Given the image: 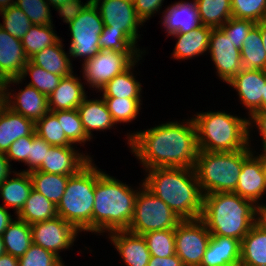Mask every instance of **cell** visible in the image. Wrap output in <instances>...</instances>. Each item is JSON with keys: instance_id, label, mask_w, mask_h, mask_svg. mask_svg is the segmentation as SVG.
<instances>
[{"instance_id": "1", "label": "cell", "mask_w": 266, "mask_h": 266, "mask_svg": "<svg viewBox=\"0 0 266 266\" xmlns=\"http://www.w3.org/2000/svg\"><path fill=\"white\" fill-rule=\"evenodd\" d=\"M186 124L169 122L129 134L132 153L141 161L145 170L194 169L198 153L196 127L192 118Z\"/></svg>"}, {"instance_id": "2", "label": "cell", "mask_w": 266, "mask_h": 266, "mask_svg": "<svg viewBox=\"0 0 266 266\" xmlns=\"http://www.w3.org/2000/svg\"><path fill=\"white\" fill-rule=\"evenodd\" d=\"M144 186L166 203L181 220L198 219L203 194L193 168H151Z\"/></svg>"}, {"instance_id": "3", "label": "cell", "mask_w": 266, "mask_h": 266, "mask_svg": "<svg viewBox=\"0 0 266 266\" xmlns=\"http://www.w3.org/2000/svg\"><path fill=\"white\" fill-rule=\"evenodd\" d=\"M254 204L234 192L203 194L200 219L211 235L241 241L255 224L257 205Z\"/></svg>"}, {"instance_id": "4", "label": "cell", "mask_w": 266, "mask_h": 266, "mask_svg": "<svg viewBox=\"0 0 266 266\" xmlns=\"http://www.w3.org/2000/svg\"><path fill=\"white\" fill-rule=\"evenodd\" d=\"M137 193L128 185L97 169L93 232L128 230L134 213Z\"/></svg>"}, {"instance_id": "5", "label": "cell", "mask_w": 266, "mask_h": 266, "mask_svg": "<svg viewBox=\"0 0 266 266\" xmlns=\"http://www.w3.org/2000/svg\"><path fill=\"white\" fill-rule=\"evenodd\" d=\"M196 127L198 150L234 152L249 145L250 119L225 112H204L192 118Z\"/></svg>"}, {"instance_id": "6", "label": "cell", "mask_w": 266, "mask_h": 266, "mask_svg": "<svg viewBox=\"0 0 266 266\" xmlns=\"http://www.w3.org/2000/svg\"><path fill=\"white\" fill-rule=\"evenodd\" d=\"M97 168L92 159L76 174L71 175L64 195L57 205V214L78 231L93 232V206Z\"/></svg>"}, {"instance_id": "7", "label": "cell", "mask_w": 266, "mask_h": 266, "mask_svg": "<svg viewBox=\"0 0 266 266\" xmlns=\"http://www.w3.org/2000/svg\"><path fill=\"white\" fill-rule=\"evenodd\" d=\"M251 153L249 146L234 152L198 150L194 170L202 194L234 192L243 161Z\"/></svg>"}, {"instance_id": "8", "label": "cell", "mask_w": 266, "mask_h": 266, "mask_svg": "<svg viewBox=\"0 0 266 266\" xmlns=\"http://www.w3.org/2000/svg\"><path fill=\"white\" fill-rule=\"evenodd\" d=\"M71 32L70 57H85L84 62L94 57L101 49L99 37L104 23L94 3L89 0L62 15Z\"/></svg>"}, {"instance_id": "9", "label": "cell", "mask_w": 266, "mask_h": 266, "mask_svg": "<svg viewBox=\"0 0 266 266\" xmlns=\"http://www.w3.org/2000/svg\"><path fill=\"white\" fill-rule=\"evenodd\" d=\"M137 193L134 213L128 231L143 235L158 230H175L180 218L160 198L142 184Z\"/></svg>"}, {"instance_id": "10", "label": "cell", "mask_w": 266, "mask_h": 266, "mask_svg": "<svg viewBox=\"0 0 266 266\" xmlns=\"http://www.w3.org/2000/svg\"><path fill=\"white\" fill-rule=\"evenodd\" d=\"M140 52H120L100 50L94 57L85 61L83 78L92 88L101 90L112 78L130 68L140 60Z\"/></svg>"}, {"instance_id": "11", "label": "cell", "mask_w": 266, "mask_h": 266, "mask_svg": "<svg viewBox=\"0 0 266 266\" xmlns=\"http://www.w3.org/2000/svg\"><path fill=\"white\" fill-rule=\"evenodd\" d=\"M176 255L184 266H200L211 234L203 221L181 220L174 230Z\"/></svg>"}, {"instance_id": "12", "label": "cell", "mask_w": 266, "mask_h": 266, "mask_svg": "<svg viewBox=\"0 0 266 266\" xmlns=\"http://www.w3.org/2000/svg\"><path fill=\"white\" fill-rule=\"evenodd\" d=\"M32 243L54 253L59 258V252L68 249L79 232L71 223L59 216L53 219L30 225Z\"/></svg>"}, {"instance_id": "13", "label": "cell", "mask_w": 266, "mask_h": 266, "mask_svg": "<svg viewBox=\"0 0 266 266\" xmlns=\"http://www.w3.org/2000/svg\"><path fill=\"white\" fill-rule=\"evenodd\" d=\"M99 11L104 26L122 30L135 44L138 27L143 22L138 18L133 1L91 0ZM101 3V4H100Z\"/></svg>"}, {"instance_id": "14", "label": "cell", "mask_w": 266, "mask_h": 266, "mask_svg": "<svg viewBox=\"0 0 266 266\" xmlns=\"http://www.w3.org/2000/svg\"><path fill=\"white\" fill-rule=\"evenodd\" d=\"M208 50L219 77L227 84L243 69L240 49L234 46L221 28H212Z\"/></svg>"}, {"instance_id": "15", "label": "cell", "mask_w": 266, "mask_h": 266, "mask_svg": "<svg viewBox=\"0 0 266 266\" xmlns=\"http://www.w3.org/2000/svg\"><path fill=\"white\" fill-rule=\"evenodd\" d=\"M228 84L237 90L241 102L249 109L250 116L262 110V98L266 84L265 70L243 68Z\"/></svg>"}, {"instance_id": "16", "label": "cell", "mask_w": 266, "mask_h": 266, "mask_svg": "<svg viewBox=\"0 0 266 266\" xmlns=\"http://www.w3.org/2000/svg\"><path fill=\"white\" fill-rule=\"evenodd\" d=\"M265 192L266 177L264 171V158L262 155L254 157L251 153L243 161L234 193L242 198L253 201L255 205H257V201L261 199Z\"/></svg>"}, {"instance_id": "17", "label": "cell", "mask_w": 266, "mask_h": 266, "mask_svg": "<svg viewBox=\"0 0 266 266\" xmlns=\"http://www.w3.org/2000/svg\"><path fill=\"white\" fill-rule=\"evenodd\" d=\"M75 151L73 146H51L46 152L45 162L37 170L50 174L74 175L92 159Z\"/></svg>"}, {"instance_id": "18", "label": "cell", "mask_w": 266, "mask_h": 266, "mask_svg": "<svg viewBox=\"0 0 266 266\" xmlns=\"http://www.w3.org/2000/svg\"><path fill=\"white\" fill-rule=\"evenodd\" d=\"M28 61L21 40L0 27V75L19 78Z\"/></svg>"}, {"instance_id": "19", "label": "cell", "mask_w": 266, "mask_h": 266, "mask_svg": "<svg viewBox=\"0 0 266 266\" xmlns=\"http://www.w3.org/2000/svg\"><path fill=\"white\" fill-rule=\"evenodd\" d=\"M110 235L109 238L127 266L148 265L151 254L142 235L128 230L110 232Z\"/></svg>"}, {"instance_id": "20", "label": "cell", "mask_w": 266, "mask_h": 266, "mask_svg": "<svg viewBox=\"0 0 266 266\" xmlns=\"http://www.w3.org/2000/svg\"><path fill=\"white\" fill-rule=\"evenodd\" d=\"M241 241L211 235L200 266H240Z\"/></svg>"}, {"instance_id": "21", "label": "cell", "mask_w": 266, "mask_h": 266, "mask_svg": "<svg viewBox=\"0 0 266 266\" xmlns=\"http://www.w3.org/2000/svg\"><path fill=\"white\" fill-rule=\"evenodd\" d=\"M10 97L15 100L12 102ZM6 106L34 123L49 112L48 97L30 85L21 89L16 96L6 92Z\"/></svg>"}, {"instance_id": "22", "label": "cell", "mask_w": 266, "mask_h": 266, "mask_svg": "<svg viewBox=\"0 0 266 266\" xmlns=\"http://www.w3.org/2000/svg\"><path fill=\"white\" fill-rule=\"evenodd\" d=\"M35 123L12 111L6 104L0 110V152L6 153L10 145L21 137L35 134Z\"/></svg>"}, {"instance_id": "23", "label": "cell", "mask_w": 266, "mask_h": 266, "mask_svg": "<svg viewBox=\"0 0 266 266\" xmlns=\"http://www.w3.org/2000/svg\"><path fill=\"white\" fill-rule=\"evenodd\" d=\"M165 13L162 24L170 36L173 33H187L202 26L195 0L193 3L176 2Z\"/></svg>"}, {"instance_id": "24", "label": "cell", "mask_w": 266, "mask_h": 266, "mask_svg": "<svg viewBox=\"0 0 266 266\" xmlns=\"http://www.w3.org/2000/svg\"><path fill=\"white\" fill-rule=\"evenodd\" d=\"M83 84L73 74L62 77L57 88L48 97L49 111L74 110L85 99Z\"/></svg>"}, {"instance_id": "25", "label": "cell", "mask_w": 266, "mask_h": 266, "mask_svg": "<svg viewBox=\"0 0 266 266\" xmlns=\"http://www.w3.org/2000/svg\"><path fill=\"white\" fill-rule=\"evenodd\" d=\"M77 111L86 135L90 139L93 130L110 129L115 124L103 97L102 100H88L86 96L78 106Z\"/></svg>"}, {"instance_id": "26", "label": "cell", "mask_w": 266, "mask_h": 266, "mask_svg": "<svg viewBox=\"0 0 266 266\" xmlns=\"http://www.w3.org/2000/svg\"><path fill=\"white\" fill-rule=\"evenodd\" d=\"M212 28L200 26L187 33H173L178 39L173 57L176 59H188L202 55L209 48V37Z\"/></svg>"}, {"instance_id": "27", "label": "cell", "mask_w": 266, "mask_h": 266, "mask_svg": "<svg viewBox=\"0 0 266 266\" xmlns=\"http://www.w3.org/2000/svg\"><path fill=\"white\" fill-rule=\"evenodd\" d=\"M16 178L9 177L0 185V196L4 200V207H13L18 214L23 208L25 201L33 189L32 180L29 172L25 170L15 173Z\"/></svg>"}, {"instance_id": "28", "label": "cell", "mask_w": 266, "mask_h": 266, "mask_svg": "<svg viewBox=\"0 0 266 266\" xmlns=\"http://www.w3.org/2000/svg\"><path fill=\"white\" fill-rule=\"evenodd\" d=\"M62 40H59L53 46L46 47L34 56L29 61L37 66H40L47 72L60 75L62 77L69 76L73 73L72 64L67 53L63 50Z\"/></svg>"}, {"instance_id": "29", "label": "cell", "mask_w": 266, "mask_h": 266, "mask_svg": "<svg viewBox=\"0 0 266 266\" xmlns=\"http://www.w3.org/2000/svg\"><path fill=\"white\" fill-rule=\"evenodd\" d=\"M240 266H266V232L256 224L241 240Z\"/></svg>"}, {"instance_id": "30", "label": "cell", "mask_w": 266, "mask_h": 266, "mask_svg": "<svg viewBox=\"0 0 266 266\" xmlns=\"http://www.w3.org/2000/svg\"><path fill=\"white\" fill-rule=\"evenodd\" d=\"M17 218L32 225L58 216L57 206L38 191L32 189Z\"/></svg>"}, {"instance_id": "31", "label": "cell", "mask_w": 266, "mask_h": 266, "mask_svg": "<svg viewBox=\"0 0 266 266\" xmlns=\"http://www.w3.org/2000/svg\"><path fill=\"white\" fill-rule=\"evenodd\" d=\"M242 68L266 71V52L260 32V23H256L248 33L240 49Z\"/></svg>"}, {"instance_id": "32", "label": "cell", "mask_w": 266, "mask_h": 266, "mask_svg": "<svg viewBox=\"0 0 266 266\" xmlns=\"http://www.w3.org/2000/svg\"><path fill=\"white\" fill-rule=\"evenodd\" d=\"M5 253L14 257H21L32 244L30 224L17 218L12 221L3 232Z\"/></svg>"}, {"instance_id": "33", "label": "cell", "mask_w": 266, "mask_h": 266, "mask_svg": "<svg viewBox=\"0 0 266 266\" xmlns=\"http://www.w3.org/2000/svg\"><path fill=\"white\" fill-rule=\"evenodd\" d=\"M29 174L33 189L57 206L64 195L70 176L50 174L38 170L31 171Z\"/></svg>"}, {"instance_id": "34", "label": "cell", "mask_w": 266, "mask_h": 266, "mask_svg": "<svg viewBox=\"0 0 266 266\" xmlns=\"http://www.w3.org/2000/svg\"><path fill=\"white\" fill-rule=\"evenodd\" d=\"M202 25L220 28L232 17L231 0H195Z\"/></svg>"}, {"instance_id": "35", "label": "cell", "mask_w": 266, "mask_h": 266, "mask_svg": "<svg viewBox=\"0 0 266 266\" xmlns=\"http://www.w3.org/2000/svg\"><path fill=\"white\" fill-rule=\"evenodd\" d=\"M52 25H32L23 36L21 43L28 59L46 47L53 46L60 40L55 34Z\"/></svg>"}, {"instance_id": "36", "label": "cell", "mask_w": 266, "mask_h": 266, "mask_svg": "<svg viewBox=\"0 0 266 266\" xmlns=\"http://www.w3.org/2000/svg\"><path fill=\"white\" fill-rule=\"evenodd\" d=\"M112 78L102 89L103 97L140 99L141 84L133 76L130 69Z\"/></svg>"}, {"instance_id": "37", "label": "cell", "mask_w": 266, "mask_h": 266, "mask_svg": "<svg viewBox=\"0 0 266 266\" xmlns=\"http://www.w3.org/2000/svg\"><path fill=\"white\" fill-rule=\"evenodd\" d=\"M27 74L31 75L30 77H32V80L28 85L36 88L47 97H49L50 94L57 88L60 80L62 79V76L47 72L40 66L34 65L30 61H28L23 68L20 77L7 80L6 87H10L11 83L19 84L20 81L22 82L21 79H24Z\"/></svg>"}, {"instance_id": "38", "label": "cell", "mask_w": 266, "mask_h": 266, "mask_svg": "<svg viewBox=\"0 0 266 266\" xmlns=\"http://www.w3.org/2000/svg\"><path fill=\"white\" fill-rule=\"evenodd\" d=\"M35 132L51 146H72L62 129L61 120H57L51 111L35 123Z\"/></svg>"}, {"instance_id": "39", "label": "cell", "mask_w": 266, "mask_h": 266, "mask_svg": "<svg viewBox=\"0 0 266 266\" xmlns=\"http://www.w3.org/2000/svg\"><path fill=\"white\" fill-rule=\"evenodd\" d=\"M151 256L168 257L176 254L174 230H158L142 235Z\"/></svg>"}, {"instance_id": "40", "label": "cell", "mask_w": 266, "mask_h": 266, "mask_svg": "<svg viewBox=\"0 0 266 266\" xmlns=\"http://www.w3.org/2000/svg\"><path fill=\"white\" fill-rule=\"evenodd\" d=\"M111 114L113 121L118 122H131L139 114L141 99H128L116 97H103Z\"/></svg>"}, {"instance_id": "41", "label": "cell", "mask_w": 266, "mask_h": 266, "mask_svg": "<svg viewBox=\"0 0 266 266\" xmlns=\"http://www.w3.org/2000/svg\"><path fill=\"white\" fill-rule=\"evenodd\" d=\"M57 120H61L62 129L66 138L72 143H84L90 138L86 135L77 109L53 111Z\"/></svg>"}, {"instance_id": "42", "label": "cell", "mask_w": 266, "mask_h": 266, "mask_svg": "<svg viewBox=\"0 0 266 266\" xmlns=\"http://www.w3.org/2000/svg\"><path fill=\"white\" fill-rule=\"evenodd\" d=\"M0 13L3 15V25L0 24V27L15 38L21 40L32 26L29 18L14 4Z\"/></svg>"}, {"instance_id": "43", "label": "cell", "mask_w": 266, "mask_h": 266, "mask_svg": "<svg viewBox=\"0 0 266 266\" xmlns=\"http://www.w3.org/2000/svg\"><path fill=\"white\" fill-rule=\"evenodd\" d=\"M231 6L233 18L266 21V0H231Z\"/></svg>"}, {"instance_id": "44", "label": "cell", "mask_w": 266, "mask_h": 266, "mask_svg": "<svg viewBox=\"0 0 266 266\" xmlns=\"http://www.w3.org/2000/svg\"><path fill=\"white\" fill-rule=\"evenodd\" d=\"M99 47L101 50H115L120 52H139L135 43L122 31L109 29L104 26L99 37Z\"/></svg>"}, {"instance_id": "45", "label": "cell", "mask_w": 266, "mask_h": 266, "mask_svg": "<svg viewBox=\"0 0 266 266\" xmlns=\"http://www.w3.org/2000/svg\"><path fill=\"white\" fill-rule=\"evenodd\" d=\"M54 253L32 243L25 254L18 258V266H65Z\"/></svg>"}, {"instance_id": "46", "label": "cell", "mask_w": 266, "mask_h": 266, "mask_svg": "<svg viewBox=\"0 0 266 266\" xmlns=\"http://www.w3.org/2000/svg\"><path fill=\"white\" fill-rule=\"evenodd\" d=\"M14 5L23 11L32 25L52 24L51 10L46 0H16Z\"/></svg>"}, {"instance_id": "47", "label": "cell", "mask_w": 266, "mask_h": 266, "mask_svg": "<svg viewBox=\"0 0 266 266\" xmlns=\"http://www.w3.org/2000/svg\"><path fill=\"white\" fill-rule=\"evenodd\" d=\"M255 24L256 23L251 20L231 17L220 28L224 31L226 36L233 41L234 46L238 49H241L243 41Z\"/></svg>"}, {"instance_id": "48", "label": "cell", "mask_w": 266, "mask_h": 266, "mask_svg": "<svg viewBox=\"0 0 266 266\" xmlns=\"http://www.w3.org/2000/svg\"><path fill=\"white\" fill-rule=\"evenodd\" d=\"M51 148L45 140L36 133L31 136L30 155L25 162L30 168L26 172L37 170L45 162L46 152Z\"/></svg>"}, {"instance_id": "49", "label": "cell", "mask_w": 266, "mask_h": 266, "mask_svg": "<svg viewBox=\"0 0 266 266\" xmlns=\"http://www.w3.org/2000/svg\"><path fill=\"white\" fill-rule=\"evenodd\" d=\"M31 136L21 137L13 142L5 153L6 158L9 160L27 161L30 155Z\"/></svg>"}, {"instance_id": "50", "label": "cell", "mask_w": 266, "mask_h": 266, "mask_svg": "<svg viewBox=\"0 0 266 266\" xmlns=\"http://www.w3.org/2000/svg\"><path fill=\"white\" fill-rule=\"evenodd\" d=\"M164 0H133L138 18L144 23L155 11L160 10Z\"/></svg>"}, {"instance_id": "51", "label": "cell", "mask_w": 266, "mask_h": 266, "mask_svg": "<svg viewBox=\"0 0 266 266\" xmlns=\"http://www.w3.org/2000/svg\"><path fill=\"white\" fill-rule=\"evenodd\" d=\"M49 5L56 8L59 14L62 16L70 11H72L75 7L81 4V0H46Z\"/></svg>"}, {"instance_id": "52", "label": "cell", "mask_w": 266, "mask_h": 266, "mask_svg": "<svg viewBox=\"0 0 266 266\" xmlns=\"http://www.w3.org/2000/svg\"><path fill=\"white\" fill-rule=\"evenodd\" d=\"M147 266H184L182 260L176 255L168 257L151 256Z\"/></svg>"}, {"instance_id": "53", "label": "cell", "mask_w": 266, "mask_h": 266, "mask_svg": "<svg viewBox=\"0 0 266 266\" xmlns=\"http://www.w3.org/2000/svg\"><path fill=\"white\" fill-rule=\"evenodd\" d=\"M250 118L258 127L264 146L266 144V110L256 111Z\"/></svg>"}, {"instance_id": "54", "label": "cell", "mask_w": 266, "mask_h": 266, "mask_svg": "<svg viewBox=\"0 0 266 266\" xmlns=\"http://www.w3.org/2000/svg\"><path fill=\"white\" fill-rule=\"evenodd\" d=\"M10 166L5 153L0 152V185L9 177V174H11Z\"/></svg>"}, {"instance_id": "55", "label": "cell", "mask_w": 266, "mask_h": 266, "mask_svg": "<svg viewBox=\"0 0 266 266\" xmlns=\"http://www.w3.org/2000/svg\"><path fill=\"white\" fill-rule=\"evenodd\" d=\"M256 217L255 224L266 232V205L258 204L256 207Z\"/></svg>"}, {"instance_id": "56", "label": "cell", "mask_w": 266, "mask_h": 266, "mask_svg": "<svg viewBox=\"0 0 266 266\" xmlns=\"http://www.w3.org/2000/svg\"><path fill=\"white\" fill-rule=\"evenodd\" d=\"M12 220L11 215L8 213L4 206L0 205V235L7 229Z\"/></svg>"}, {"instance_id": "57", "label": "cell", "mask_w": 266, "mask_h": 266, "mask_svg": "<svg viewBox=\"0 0 266 266\" xmlns=\"http://www.w3.org/2000/svg\"><path fill=\"white\" fill-rule=\"evenodd\" d=\"M0 266H18V258L5 253L0 256Z\"/></svg>"}, {"instance_id": "58", "label": "cell", "mask_w": 266, "mask_h": 266, "mask_svg": "<svg viewBox=\"0 0 266 266\" xmlns=\"http://www.w3.org/2000/svg\"><path fill=\"white\" fill-rule=\"evenodd\" d=\"M6 84H7V80L2 75H0V101L4 105L6 104V93L5 92L8 91Z\"/></svg>"}, {"instance_id": "59", "label": "cell", "mask_w": 266, "mask_h": 266, "mask_svg": "<svg viewBox=\"0 0 266 266\" xmlns=\"http://www.w3.org/2000/svg\"><path fill=\"white\" fill-rule=\"evenodd\" d=\"M260 32H261V38L264 45V50L266 52V21L260 22Z\"/></svg>"}, {"instance_id": "60", "label": "cell", "mask_w": 266, "mask_h": 266, "mask_svg": "<svg viewBox=\"0 0 266 266\" xmlns=\"http://www.w3.org/2000/svg\"><path fill=\"white\" fill-rule=\"evenodd\" d=\"M14 3L15 1L13 0H0V11L9 8Z\"/></svg>"}, {"instance_id": "61", "label": "cell", "mask_w": 266, "mask_h": 266, "mask_svg": "<svg viewBox=\"0 0 266 266\" xmlns=\"http://www.w3.org/2000/svg\"><path fill=\"white\" fill-rule=\"evenodd\" d=\"M3 254H5V245L3 242V236L0 235V256H2Z\"/></svg>"}, {"instance_id": "62", "label": "cell", "mask_w": 266, "mask_h": 266, "mask_svg": "<svg viewBox=\"0 0 266 266\" xmlns=\"http://www.w3.org/2000/svg\"><path fill=\"white\" fill-rule=\"evenodd\" d=\"M262 110H266V84L264 87V94H263V98H262Z\"/></svg>"}, {"instance_id": "63", "label": "cell", "mask_w": 266, "mask_h": 266, "mask_svg": "<svg viewBox=\"0 0 266 266\" xmlns=\"http://www.w3.org/2000/svg\"><path fill=\"white\" fill-rule=\"evenodd\" d=\"M263 149L262 157L264 158V164H266V144L263 146Z\"/></svg>"}, {"instance_id": "64", "label": "cell", "mask_w": 266, "mask_h": 266, "mask_svg": "<svg viewBox=\"0 0 266 266\" xmlns=\"http://www.w3.org/2000/svg\"><path fill=\"white\" fill-rule=\"evenodd\" d=\"M3 106L4 104L0 101V110L2 109Z\"/></svg>"}, {"instance_id": "65", "label": "cell", "mask_w": 266, "mask_h": 266, "mask_svg": "<svg viewBox=\"0 0 266 266\" xmlns=\"http://www.w3.org/2000/svg\"><path fill=\"white\" fill-rule=\"evenodd\" d=\"M264 171H265V177H266V164H264Z\"/></svg>"}]
</instances>
